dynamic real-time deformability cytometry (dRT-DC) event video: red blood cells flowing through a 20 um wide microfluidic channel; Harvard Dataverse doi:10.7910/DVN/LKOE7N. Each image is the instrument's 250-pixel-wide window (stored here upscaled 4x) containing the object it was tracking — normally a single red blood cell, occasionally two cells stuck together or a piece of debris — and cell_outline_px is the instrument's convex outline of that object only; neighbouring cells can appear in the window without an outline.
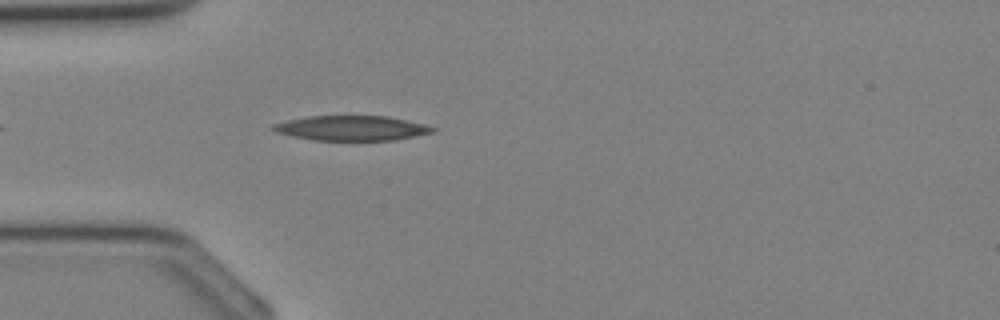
{"species": "Egyptian fruit bat (a non-hibernating species)", "species_latin": "Rousettus aegyptiacus", "temperature_condition": "cold", "stored_images_in_passage": 27, "camera_frame_rate_fps": 3000, "um_per_image_px": 0.085, "animal": {"sex": "female"}, "frame": {"image": 1, "passage_image": 3, "time_ms": 0.667, "image_size_px": [1000, 320], "cell_outline_px": [[436, 132], [396, 140], [316, 140], [292, 136], [276, 132], [268, 128], [272, 124], [288, 120], [308, 116], [388, 116], [424, 124], [436, 128]], "centroid_in_image_um": [29.89, 10.89], "position_along_channel_um": 55.1, "area_um2": 23.18}}
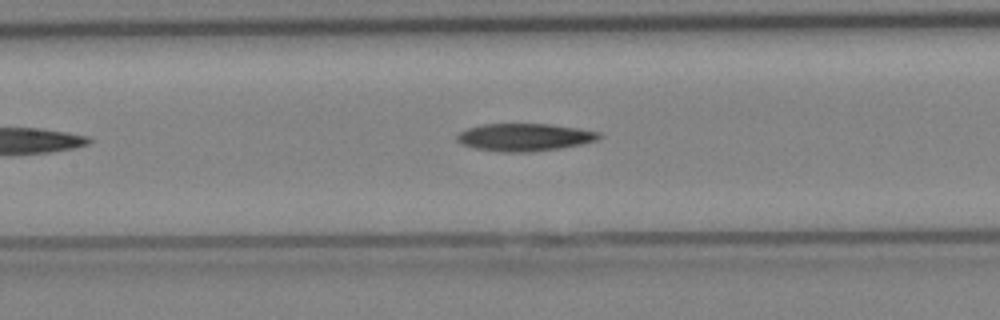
{"frame": {"image": 2, "passage_image": 9, "time_ms": 2.667, "image_size_px": [1000, 320], "cell_outline_px": [[604, 136], [596, 140], [580, 144], [560, 148], [528, 152], [500, 152], [476, 148], [464, 144], [456, 140], [456, 136], [460, 132], [468, 128], [480, 124], [552, 124], [580, 128], [600, 132]], "centroid_in_image_um": [44.61, 11.65], "position_along_channel_um": 162.8, "area_um2": 22.83}}
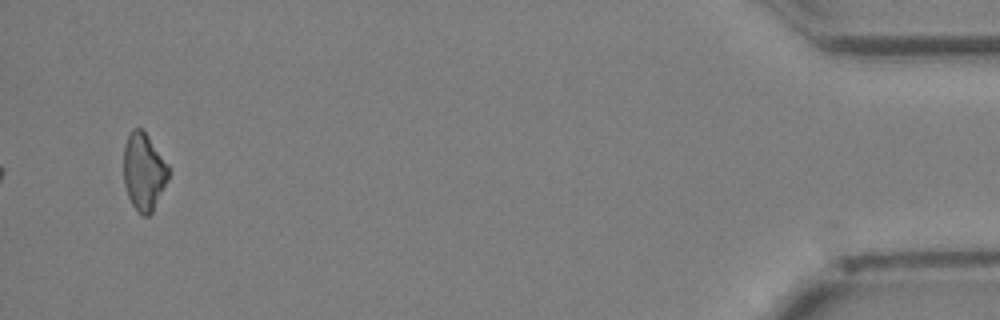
{"frame": {"image": 3, "passage_image": 27, "time_ms": 8.667, "image_size_px": [1000, 320], "cell_outline_px": [[168, 180], [152, 212], [148, 216], [144, 216], [132, 204], [128, 196], [124, 184], [124, 144], [132, 128], [140, 128], [148, 136], [168, 164]], "centroid_in_image_um": [12.22, 14.58], "position_along_channel_um": 423.0, "area_um2": 20.0}}